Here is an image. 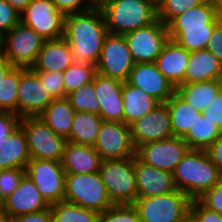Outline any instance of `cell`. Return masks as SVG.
I'll return each mask as SVG.
<instances>
[{"label":"cell","mask_w":222,"mask_h":222,"mask_svg":"<svg viewBox=\"0 0 222 222\" xmlns=\"http://www.w3.org/2000/svg\"><path fill=\"white\" fill-rule=\"evenodd\" d=\"M95 73V65L74 62L63 72L65 95L67 96L83 85L91 83Z\"/></svg>","instance_id":"cell-36"},{"label":"cell","mask_w":222,"mask_h":222,"mask_svg":"<svg viewBox=\"0 0 222 222\" xmlns=\"http://www.w3.org/2000/svg\"><path fill=\"white\" fill-rule=\"evenodd\" d=\"M131 139L135 149L140 145L173 137L171 120L166 103H160L146 116L130 125Z\"/></svg>","instance_id":"cell-16"},{"label":"cell","mask_w":222,"mask_h":222,"mask_svg":"<svg viewBox=\"0 0 222 222\" xmlns=\"http://www.w3.org/2000/svg\"><path fill=\"white\" fill-rule=\"evenodd\" d=\"M183 222H196L194 218L189 214V216Z\"/></svg>","instance_id":"cell-56"},{"label":"cell","mask_w":222,"mask_h":222,"mask_svg":"<svg viewBox=\"0 0 222 222\" xmlns=\"http://www.w3.org/2000/svg\"><path fill=\"white\" fill-rule=\"evenodd\" d=\"M8 222H52L50 207L46 210L8 218Z\"/></svg>","instance_id":"cell-49"},{"label":"cell","mask_w":222,"mask_h":222,"mask_svg":"<svg viewBox=\"0 0 222 222\" xmlns=\"http://www.w3.org/2000/svg\"><path fill=\"white\" fill-rule=\"evenodd\" d=\"M20 21L44 41L64 37L65 15L51 0H32L21 13Z\"/></svg>","instance_id":"cell-11"},{"label":"cell","mask_w":222,"mask_h":222,"mask_svg":"<svg viewBox=\"0 0 222 222\" xmlns=\"http://www.w3.org/2000/svg\"><path fill=\"white\" fill-rule=\"evenodd\" d=\"M192 199L176 190L164 195L137 197L136 207L141 222H183L190 214Z\"/></svg>","instance_id":"cell-4"},{"label":"cell","mask_w":222,"mask_h":222,"mask_svg":"<svg viewBox=\"0 0 222 222\" xmlns=\"http://www.w3.org/2000/svg\"><path fill=\"white\" fill-rule=\"evenodd\" d=\"M93 8H101L110 0H88Z\"/></svg>","instance_id":"cell-53"},{"label":"cell","mask_w":222,"mask_h":222,"mask_svg":"<svg viewBox=\"0 0 222 222\" xmlns=\"http://www.w3.org/2000/svg\"><path fill=\"white\" fill-rule=\"evenodd\" d=\"M52 222H99V213L68 201L49 206Z\"/></svg>","instance_id":"cell-33"},{"label":"cell","mask_w":222,"mask_h":222,"mask_svg":"<svg viewBox=\"0 0 222 222\" xmlns=\"http://www.w3.org/2000/svg\"><path fill=\"white\" fill-rule=\"evenodd\" d=\"M190 52L173 40H168L155 60L159 71L176 88L184 84Z\"/></svg>","instance_id":"cell-21"},{"label":"cell","mask_w":222,"mask_h":222,"mask_svg":"<svg viewBox=\"0 0 222 222\" xmlns=\"http://www.w3.org/2000/svg\"><path fill=\"white\" fill-rule=\"evenodd\" d=\"M72 49L64 37L45 40L38 53L34 71L64 72L74 63Z\"/></svg>","instance_id":"cell-23"},{"label":"cell","mask_w":222,"mask_h":222,"mask_svg":"<svg viewBox=\"0 0 222 222\" xmlns=\"http://www.w3.org/2000/svg\"><path fill=\"white\" fill-rule=\"evenodd\" d=\"M0 222H8V218L1 215L0 216Z\"/></svg>","instance_id":"cell-57"},{"label":"cell","mask_w":222,"mask_h":222,"mask_svg":"<svg viewBox=\"0 0 222 222\" xmlns=\"http://www.w3.org/2000/svg\"><path fill=\"white\" fill-rule=\"evenodd\" d=\"M13 66L2 53H0V83L2 79H5V76L14 68Z\"/></svg>","instance_id":"cell-51"},{"label":"cell","mask_w":222,"mask_h":222,"mask_svg":"<svg viewBox=\"0 0 222 222\" xmlns=\"http://www.w3.org/2000/svg\"><path fill=\"white\" fill-rule=\"evenodd\" d=\"M75 112L67 98L54 99L38 117L56 134L67 139Z\"/></svg>","instance_id":"cell-29"},{"label":"cell","mask_w":222,"mask_h":222,"mask_svg":"<svg viewBox=\"0 0 222 222\" xmlns=\"http://www.w3.org/2000/svg\"><path fill=\"white\" fill-rule=\"evenodd\" d=\"M188 150L189 147L182 137L173 136L140 145L136 149V156L147 165L173 173Z\"/></svg>","instance_id":"cell-14"},{"label":"cell","mask_w":222,"mask_h":222,"mask_svg":"<svg viewBox=\"0 0 222 222\" xmlns=\"http://www.w3.org/2000/svg\"><path fill=\"white\" fill-rule=\"evenodd\" d=\"M99 173L113 204H133L137 198L134 157L102 160Z\"/></svg>","instance_id":"cell-6"},{"label":"cell","mask_w":222,"mask_h":222,"mask_svg":"<svg viewBox=\"0 0 222 222\" xmlns=\"http://www.w3.org/2000/svg\"><path fill=\"white\" fill-rule=\"evenodd\" d=\"M66 98L75 111L95 113L98 115L100 113V103L96 98L94 90V78L91 83L72 91Z\"/></svg>","instance_id":"cell-37"},{"label":"cell","mask_w":222,"mask_h":222,"mask_svg":"<svg viewBox=\"0 0 222 222\" xmlns=\"http://www.w3.org/2000/svg\"><path fill=\"white\" fill-rule=\"evenodd\" d=\"M203 116L207 117L211 122L215 123L222 130V92L210 102L204 111Z\"/></svg>","instance_id":"cell-46"},{"label":"cell","mask_w":222,"mask_h":222,"mask_svg":"<svg viewBox=\"0 0 222 222\" xmlns=\"http://www.w3.org/2000/svg\"><path fill=\"white\" fill-rule=\"evenodd\" d=\"M30 159L26 135L19 125L8 136L0 140V170L26 169Z\"/></svg>","instance_id":"cell-25"},{"label":"cell","mask_w":222,"mask_h":222,"mask_svg":"<svg viewBox=\"0 0 222 222\" xmlns=\"http://www.w3.org/2000/svg\"><path fill=\"white\" fill-rule=\"evenodd\" d=\"M64 200L99 214L114 205L108 197L99 172L66 173Z\"/></svg>","instance_id":"cell-5"},{"label":"cell","mask_w":222,"mask_h":222,"mask_svg":"<svg viewBox=\"0 0 222 222\" xmlns=\"http://www.w3.org/2000/svg\"><path fill=\"white\" fill-rule=\"evenodd\" d=\"M20 16L6 0H0V38L20 22Z\"/></svg>","instance_id":"cell-42"},{"label":"cell","mask_w":222,"mask_h":222,"mask_svg":"<svg viewBox=\"0 0 222 222\" xmlns=\"http://www.w3.org/2000/svg\"><path fill=\"white\" fill-rule=\"evenodd\" d=\"M100 9L110 34L123 35L158 19L157 7L149 0H110Z\"/></svg>","instance_id":"cell-3"},{"label":"cell","mask_w":222,"mask_h":222,"mask_svg":"<svg viewBox=\"0 0 222 222\" xmlns=\"http://www.w3.org/2000/svg\"><path fill=\"white\" fill-rule=\"evenodd\" d=\"M64 15L82 13L92 9L88 0H51Z\"/></svg>","instance_id":"cell-45"},{"label":"cell","mask_w":222,"mask_h":222,"mask_svg":"<svg viewBox=\"0 0 222 222\" xmlns=\"http://www.w3.org/2000/svg\"><path fill=\"white\" fill-rule=\"evenodd\" d=\"M20 123V117L11 112H0V140L8 136Z\"/></svg>","instance_id":"cell-48"},{"label":"cell","mask_w":222,"mask_h":222,"mask_svg":"<svg viewBox=\"0 0 222 222\" xmlns=\"http://www.w3.org/2000/svg\"><path fill=\"white\" fill-rule=\"evenodd\" d=\"M190 215L196 222H222V215L204 206L198 199H192Z\"/></svg>","instance_id":"cell-43"},{"label":"cell","mask_w":222,"mask_h":222,"mask_svg":"<svg viewBox=\"0 0 222 222\" xmlns=\"http://www.w3.org/2000/svg\"><path fill=\"white\" fill-rule=\"evenodd\" d=\"M221 19L217 16L215 0H205L202 4L174 17L168 24V31H185L195 28H215Z\"/></svg>","instance_id":"cell-24"},{"label":"cell","mask_w":222,"mask_h":222,"mask_svg":"<svg viewBox=\"0 0 222 222\" xmlns=\"http://www.w3.org/2000/svg\"><path fill=\"white\" fill-rule=\"evenodd\" d=\"M123 82L98 72L94 75V90L100 103L99 116L105 121L124 123Z\"/></svg>","instance_id":"cell-19"},{"label":"cell","mask_w":222,"mask_h":222,"mask_svg":"<svg viewBox=\"0 0 222 222\" xmlns=\"http://www.w3.org/2000/svg\"><path fill=\"white\" fill-rule=\"evenodd\" d=\"M151 3H153L156 7L159 6V4L163 1V0H149Z\"/></svg>","instance_id":"cell-55"},{"label":"cell","mask_w":222,"mask_h":222,"mask_svg":"<svg viewBox=\"0 0 222 222\" xmlns=\"http://www.w3.org/2000/svg\"><path fill=\"white\" fill-rule=\"evenodd\" d=\"M205 0H163L157 7V18L167 25L174 17L185 13Z\"/></svg>","instance_id":"cell-38"},{"label":"cell","mask_w":222,"mask_h":222,"mask_svg":"<svg viewBox=\"0 0 222 222\" xmlns=\"http://www.w3.org/2000/svg\"><path fill=\"white\" fill-rule=\"evenodd\" d=\"M53 99L66 98L63 72L35 71Z\"/></svg>","instance_id":"cell-40"},{"label":"cell","mask_w":222,"mask_h":222,"mask_svg":"<svg viewBox=\"0 0 222 222\" xmlns=\"http://www.w3.org/2000/svg\"><path fill=\"white\" fill-rule=\"evenodd\" d=\"M127 82L160 103H165L176 91L155 63H135Z\"/></svg>","instance_id":"cell-18"},{"label":"cell","mask_w":222,"mask_h":222,"mask_svg":"<svg viewBox=\"0 0 222 222\" xmlns=\"http://www.w3.org/2000/svg\"><path fill=\"white\" fill-rule=\"evenodd\" d=\"M21 67H14L0 83V112H11L18 116V88Z\"/></svg>","instance_id":"cell-34"},{"label":"cell","mask_w":222,"mask_h":222,"mask_svg":"<svg viewBox=\"0 0 222 222\" xmlns=\"http://www.w3.org/2000/svg\"><path fill=\"white\" fill-rule=\"evenodd\" d=\"M102 159L93 146L66 141L61 165L66 173L87 174L99 172Z\"/></svg>","instance_id":"cell-22"},{"label":"cell","mask_w":222,"mask_h":222,"mask_svg":"<svg viewBox=\"0 0 222 222\" xmlns=\"http://www.w3.org/2000/svg\"><path fill=\"white\" fill-rule=\"evenodd\" d=\"M20 14L32 0H6Z\"/></svg>","instance_id":"cell-52"},{"label":"cell","mask_w":222,"mask_h":222,"mask_svg":"<svg viewBox=\"0 0 222 222\" xmlns=\"http://www.w3.org/2000/svg\"><path fill=\"white\" fill-rule=\"evenodd\" d=\"M30 158L61 161L66 139L56 134L40 117L20 118Z\"/></svg>","instance_id":"cell-8"},{"label":"cell","mask_w":222,"mask_h":222,"mask_svg":"<svg viewBox=\"0 0 222 222\" xmlns=\"http://www.w3.org/2000/svg\"><path fill=\"white\" fill-rule=\"evenodd\" d=\"M123 35L135 63H154L170 39L167 25L159 19Z\"/></svg>","instance_id":"cell-10"},{"label":"cell","mask_w":222,"mask_h":222,"mask_svg":"<svg viewBox=\"0 0 222 222\" xmlns=\"http://www.w3.org/2000/svg\"><path fill=\"white\" fill-rule=\"evenodd\" d=\"M222 65V20H220L212 32L211 38L208 41L207 48Z\"/></svg>","instance_id":"cell-47"},{"label":"cell","mask_w":222,"mask_h":222,"mask_svg":"<svg viewBox=\"0 0 222 222\" xmlns=\"http://www.w3.org/2000/svg\"><path fill=\"white\" fill-rule=\"evenodd\" d=\"M178 190L198 199L222 179V173L206 150L189 149L173 171Z\"/></svg>","instance_id":"cell-2"},{"label":"cell","mask_w":222,"mask_h":222,"mask_svg":"<svg viewBox=\"0 0 222 222\" xmlns=\"http://www.w3.org/2000/svg\"><path fill=\"white\" fill-rule=\"evenodd\" d=\"M49 208L40 191L26 174L17 188L0 203L1 215L6 218L39 212Z\"/></svg>","instance_id":"cell-17"},{"label":"cell","mask_w":222,"mask_h":222,"mask_svg":"<svg viewBox=\"0 0 222 222\" xmlns=\"http://www.w3.org/2000/svg\"><path fill=\"white\" fill-rule=\"evenodd\" d=\"M221 129L200 113L182 137L189 149L206 150L221 134Z\"/></svg>","instance_id":"cell-32"},{"label":"cell","mask_w":222,"mask_h":222,"mask_svg":"<svg viewBox=\"0 0 222 222\" xmlns=\"http://www.w3.org/2000/svg\"><path fill=\"white\" fill-rule=\"evenodd\" d=\"M137 197L164 195L178 190L173 173L159 170L134 156Z\"/></svg>","instance_id":"cell-20"},{"label":"cell","mask_w":222,"mask_h":222,"mask_svg":"<svg viewBox=\"0 0 222 222\" xmlns=\"http://www.w3.org/2000/svg\"><path fill=\"white\" fill-rule=\"evenodd\" d=\"M24 174L21 168L0 170V203L17 188Z\"/></svg>","instance_id":"cell-41"},{"label":"cell","mask_w":222,"mask_h":222,"mask_svg":"<svg viewBox=\"0 0 222 222\" xmlns=\"http://www.w3.org/2000/svg\"><path fill=\"white\" fill-rule=\"evenodd\" d=\"M220 81V88H221V92H222V77L219 79Z\"/></svg>","instance_id":"cell-58"},{"label":"cell","mask_w":222,"mask_h":222,"mask_svg":"<svg viewBox=\"0 0 222 222\" xmlns=\"http://www.w3.org/2000/svg\"><path fill=\"white\" fill-rule=\"evenodd\" d=\"M221 91L219 80L180 84L176 93L192 108L202 113Z\"/></svg>","instance_id":"cell-28"},{"label":"cell","mask_w":222,"mask_h":222,"mask_svg":"<svg viewBox=\"0 0 222 222\" xmlns=\"http://www.w3.org/2000/svg\"><path fill=\"white\" fill-rule=\"evenodd\" d=\"M134 64L124 35L108 33L95 65L96 72L126 82Z\"/></svg>","instance_id":"cell-12"},{"label":"cell","mask_w":222,"mask_h":222,"mask_svg":"<svg viewBox=\"0 0 222 222\" xmlns=\"http://www.w3.org/2000/svg\"><path fill=\"white\" fill-rule=\"evenodd\" d=\"M108 33L100 8L65 15L64 38L75 62L96 65Z\"/></svg>","instance_id":"cell-1"},{"label":"cell","mask_w":222,"mask_h":222,"mask_svg":"<svg viewBox=\"0 0 222 222\" xmlns=\"http://www.w3.org/2000/svg\"><path fill=\"white\" fill-rule=\"evenodd\" d=\"M44 39L21 21L1 37V53L15 67L31 68Z\"/></svg>","instance_id":"cell-7"},{"label":"cell","mask_w":222,"mask_h":222,"mask_svg":"<svg viewBox=\"0 0 222 222\" xmlns=\"http://www.w3.org/2000/svg\"><path fill=\"white\" fill-rule=\"evenodd\" d=\"M25 174L34 182L49 206L64 200L66 172L61 161L31 158Z\"/></svg>","instance_id":"cell-9"},{"label":"cell","mask_w":222,"mask_h":222,"mask_svg":"<svg viewBox=\"0 0 222 222\" xmlns=\"http://www.w3.org/2000/svg\"><path fill=\"white\" fill-rule=\"evenodd\" d=\"M198 200L207 208L222 215V179L211 189L205 191Z\"/></svg>","instance_id":"cell-44"},{"label":"cell","mask_w":222,"mask_h":222,"mask_svg":"<svg viewBox=\"0 0 222 222\" xmlns=\"http://www.w3.org/2000/svg\"><path fill=\"white\" fill-rule=\"evenodd\" d=\"M211 161L222 173V131L220 136L206 149Z\"/></svg>","instance_id":"cell-50"},{"label":"cell","mask_w":222,"mask_h":222,"mask_svg":"<svg viewBox=\"0 0 222 222\" xmlns=\"http://www.w3.org/2000/svg\"><path fill=\"white\" fill-rule=\"evenodd\" d=\"M32 68L21 67L18 88V116L38 117L53 101Z\"/></svg>","instance_id":"cell-15"},{"label":"cell","mask_w":222,"mask_h":222,"mask_svg":"<svg viewBox=\"0 0 222 222\" xmlns=\"http://www.w3.org/2000/svg\"><path fill=\"white\" fill-rule=\"evenodd\" d=\"M214 28L185 29V31H168L170 40L177 42L189 52L208 48Z\"/></svg>","instance_id":"cell-35"},{"label":"cell","mask_w":222,"mask_h":222,"mask_svg":"<svg viewBox=\"0 0 222 222\" xmlns=\"http://www.w3.org/2000/svg\"><path fill=\"white\" fill-rule=\"evenodd\" d=\"M103 119L95 113L76 111L72 120L69 142L94 146Z\"/></svg>","instance_id":"cell-30"},{"label":"cell","mask_w":222,"mask_h":222,"mask_svg":"<svg viewBox=\"0 0 222 222\" xmlns=\"http://www.w3.org/2000/svg\"><path fill=\"white\" fill-rule=\"evenodd\" d=\"M165 103L170 115L173 136L183 137L193 126L200 112L192 108L176 92Z\"/></svg>","instance_id":"cell-31"},{"label":"cell","mask_w":222,"mask_h":222,"mask_svg":"<svg viewBox=\"0 0 222 222\" xmlns=\"http://www.w3.org/2000/svg\"><path fill=\"white\" fill-rule=\"evenodd\" d=\"M221 77L222 65L208 49L190 52L184 84L219 80Z\"/></svg>","instance_id":"cell-26"},{"label":"cell","mask_w":222,"mask_h":222,"mask_svg":"<svg viewBox=\"0 0 222 222\" xmlns=\"http://www.w3.org/2000/svg\"><path fill=\"white\" fill-rule=\"evenodd\" d=\"M99 222H141L133 204H114L99 214Z\"/></svg>","instance_id":"cell-39"},{"label":"cell","mask_w":222,"mask_h":222,"mask_svg":"<svg viewBox=\"0 0 222 222\" xmlns=\"http://www.w3.org/2000/svg\"><path fill=\"white\" fill-rule=\"evenodd\" d=\"M93 148L102 160L125 159L136 155L130 126L117 121L103 120Z\"/></svg>","instance_id":"cell-13"},{"label":"cell","mask_w":222,"mask_h":222,"mask_svg":"<svg viewBox=\"0 0 222 222\" xmlns=\"http://www.w3.org/2000/svg\"><path fill=\"white\" fill-rule=\"evenodd\" d=\"M217 16L222 20V0H215Z\"/></svg>","instance_id":"cell-54"},{"label":"cell","mask_w":222,"mask_h":222,"mask_svg":"<svg viewBox=\"0 0 222 222\" xmlns=\"http://www.w3.org/2000/svg\"><path fill=\"white\" fill-rule=\"evenodd\" d=\"M122 98L124 103V124L130 126L139 118L146 116L160 104L158 100L134 87L127 81L123 82Z\"/></svg>","instance_id":"cell-27"}]
</instances>
